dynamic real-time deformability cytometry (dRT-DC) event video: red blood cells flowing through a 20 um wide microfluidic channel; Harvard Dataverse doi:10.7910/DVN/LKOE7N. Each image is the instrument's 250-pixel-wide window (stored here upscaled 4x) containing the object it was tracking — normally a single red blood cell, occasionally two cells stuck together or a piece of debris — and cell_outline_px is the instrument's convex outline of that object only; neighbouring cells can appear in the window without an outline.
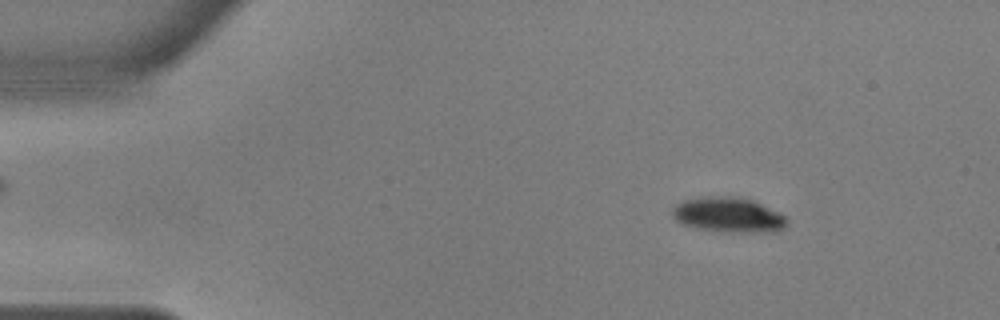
{"species": "common noctule bat (a hibernating species)", "species_latin": "Nyctalus noctula", "temperature_condition": "warm", "stored_images_in_passage": 53, "camera_frame_rate_fps": 3000, "um_per_image_px": 0.085, "animal": {"sex": "male", "body_mass_g": 17.9, "forearm_length_mm": 54.2}, "frame": {"image": 1, "passage_image": 5, "time_ms": 1.333, "image_size_px": [1000, 320], "cell_outline_px": [[788, 224], [780, 232], [728, 232], [692, 228], [680, 224], [672, 216], [672, 208], [676, 204], [684, 200], [712, 196], [736, 196], [752, 200], [784, 216], [788, 220]], "centroid_in_image_um": [61.89, 18.29], "position_along_channel_um": 23.1, "area_um2": 23.52}}
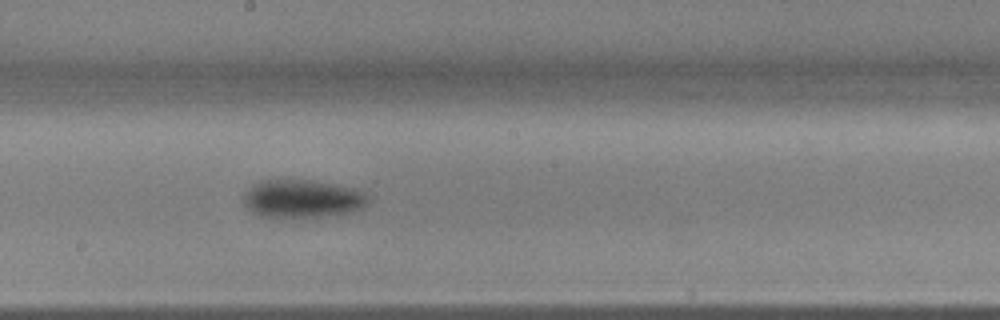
{"frame": {"image": 2, "passage_image": 28, "time_ms": 9.0, "image_size_px": [1000, 320], "cell_outline_px": [[368, 204], [360, 208], [348, 212], [320, 216], [260, 216], [252, 212], [244, 204], [244, 192], [252, 184], [260, 180], [312, 180], [352, 188], [364, 192], [368, 196]], "centroid_in_image_um": [25.65, 16.87], "position_along_channel_um": 222.5, "area_um2": 27.17}}
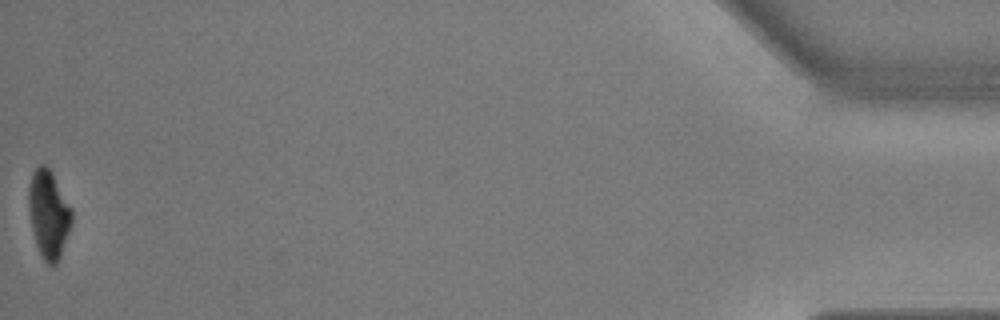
{"frame": {"image": 3, "passage_image": 53, "time_ms": 17.333, "image_size_px": [1000, 320], "cell_outline_px": [[72, 224], [60, 256], [56, 264], [48, 264], [44, 260], [36, 244], [32, 232], [28, 208], [28, 188], [32, 172], [40, 164], [44, 164], [52, 172], [72, 208]], "centroid_in_image_um": [4.13, 18.18], "position_along_channel_um": 431.1, "area_um2": 22.14}, "authors_computed_cell_mechanics": {"area_um2": 25.5476, "velocity_mm_per_s": 3.6289, "shape_relaxation_time_tau1_ms": 2.9815, "shape_relaxation_time_tau2_ms": 4.1053, "deformation_change_tau1": 0.1435, "deformation_change_tau2": 0.0601}}